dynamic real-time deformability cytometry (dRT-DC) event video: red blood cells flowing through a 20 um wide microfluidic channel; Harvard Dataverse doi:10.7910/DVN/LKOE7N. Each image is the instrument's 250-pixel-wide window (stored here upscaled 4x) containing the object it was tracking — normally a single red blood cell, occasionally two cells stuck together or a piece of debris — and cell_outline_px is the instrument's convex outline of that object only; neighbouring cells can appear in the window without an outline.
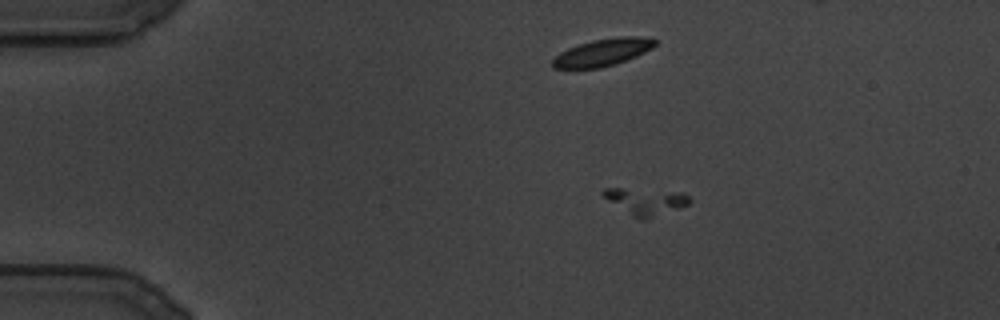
{"species": "common noctule bat (a hibernating species)", "species_latin": "Nyctalus noctula", "temperature_condition": "cold", "stored_images_in_passage": 6, "camera_frame_rate_fps": 3000, "um_per_image_px": 0.085, "animal": {"sex": "male", "body_mass_g": 19.5, "forearm_length_mm": 54.6}, "frame": {"image": 1, "passage_image": 1, "time_ms": 0.0, "image_size_px": [1000, 320], "cell_outline_px": [[692, 200], [688, 204], [680, 208], [644, 220], [632, 216], [608, 200], [600, 192], [604, 188], [620, 188], [684, 192]], "centroid_in_image_um": [54.91, 17.11], "position_along_channel_um": 30.1, "area_um2": 13.29}}